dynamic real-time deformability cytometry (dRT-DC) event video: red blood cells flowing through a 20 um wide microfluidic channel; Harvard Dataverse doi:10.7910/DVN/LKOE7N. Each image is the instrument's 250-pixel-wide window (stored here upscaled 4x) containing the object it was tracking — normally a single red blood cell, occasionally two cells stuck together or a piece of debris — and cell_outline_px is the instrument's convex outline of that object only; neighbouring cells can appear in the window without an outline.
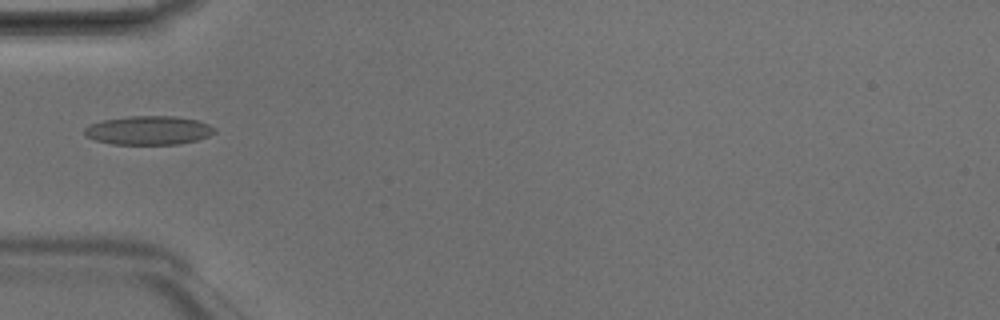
{"species": "Egyptian fruit bat (a non-hibernating species)", "species_latin": "Rousettus aegyptiacus", "temperature_condition": "room temperature", "stored_images_in_passage": 1, "camera_frame_rate_fps": 3000, "um_per_image_px": 0.085, "animal": {"sex": "male"}, "frame": {"image": 1, "passage_image": 1, "time_ms": 0.0, "image_size_px": [1000, 320], "cell_outline_px": [[216, 132], [208, 136], [196, 140], [176, 144], [112, 144], [96, 140], [84, 136], [84, 128], [92, 124], [104, 120], [132, 116], [176, 116], [196, 120], [208, 124], [216, 128]], "centroid_in_image_um": [12.64, 11.08], "position_along_channel_um": 72.4, "area_um2": 21.68}}